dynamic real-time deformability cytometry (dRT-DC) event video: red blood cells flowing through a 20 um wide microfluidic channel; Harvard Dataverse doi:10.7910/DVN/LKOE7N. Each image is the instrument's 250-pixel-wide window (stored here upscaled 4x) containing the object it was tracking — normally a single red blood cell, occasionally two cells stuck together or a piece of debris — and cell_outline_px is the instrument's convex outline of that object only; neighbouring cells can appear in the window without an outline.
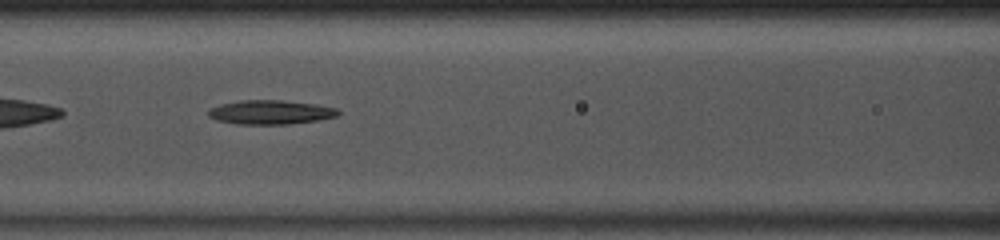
{"species": "common noctule bat (a hibernating species)", "species_latin": "Nyctalus noctula", "temperature_condition": "room temperature", "stored_images_in_passage": 48, "camera_frame_rate_fps": 3000, "um_per_image_px": 0.085, "animal": {"sex": "male", "body_mass_g": 13.0, "forearm_length_mm": 53.1}, "frame": {"image": 1, "passage_image": 21, "time_ms": 6.667, "image_size_px": [1000, 240], "cell_outline_px": [[340, 112], [336, 116], [316, 120], [288, 124], [236, 124], [216, 120], [208, 116], [208, 108], [220, 104], [240, 100], [280, 100], [316, 104], [336, 108]], "centroid_in_image_um": [22.93, 9.53], "position_along_channel_um": 143.7, "area_um2": 18.21}, "authors_computed_cell_mechanics": {"area_um2": 19.1896, "velocity_mm_per_s": 4.0797, "shape_relaxation_time_tau1_ms": 7.7199, "shape_relaxation_time_tau2_ms": null, "deformation_change_tau1": 0.1285, "deformation_change_tau2": null}}